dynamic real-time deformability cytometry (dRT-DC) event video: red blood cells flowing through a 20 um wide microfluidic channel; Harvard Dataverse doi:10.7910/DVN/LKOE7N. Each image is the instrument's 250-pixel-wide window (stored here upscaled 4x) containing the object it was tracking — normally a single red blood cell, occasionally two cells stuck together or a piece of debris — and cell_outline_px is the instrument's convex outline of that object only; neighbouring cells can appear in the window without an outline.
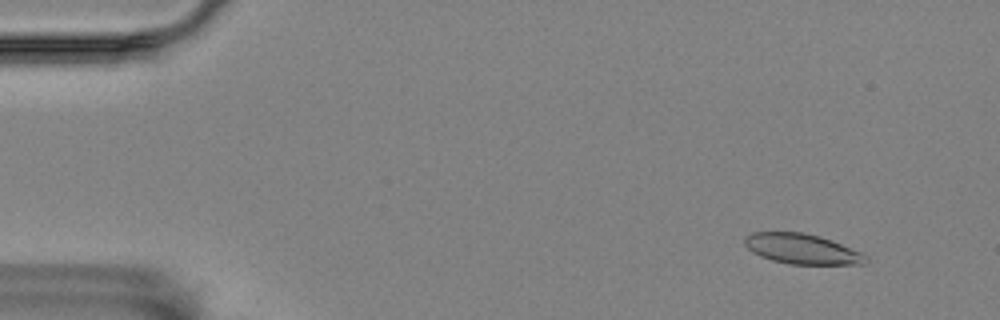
{"species": "Egyptian fruit bat (a non-hibernating species)", "species_latin": "Rousettus aegyptiacus", "temperature_condition": "room temperature", "stored_images_in_passage": 14, "camera_frame_rate_fps": 3000, "um_per_image_px": 0.085, "animal": {"sex": "female"}, "frame": {"image": 1, "passage_image": 5, "time_ms": 1.333, "image_size_px": [1000, 320], "cell_outline_px": [[868, 260], [864, 264], [792, 264], [772, 260], [760, 256], [752, 252], [744, 244], [744, 236], [752, 232], [804, 232], [820, 236], [832, 240], [860, 252], [868, 256]], "centroid_in_image_um": [68.15, 21.15], "position_along_channel_um": 16.8, "area_um2": 21.33}}